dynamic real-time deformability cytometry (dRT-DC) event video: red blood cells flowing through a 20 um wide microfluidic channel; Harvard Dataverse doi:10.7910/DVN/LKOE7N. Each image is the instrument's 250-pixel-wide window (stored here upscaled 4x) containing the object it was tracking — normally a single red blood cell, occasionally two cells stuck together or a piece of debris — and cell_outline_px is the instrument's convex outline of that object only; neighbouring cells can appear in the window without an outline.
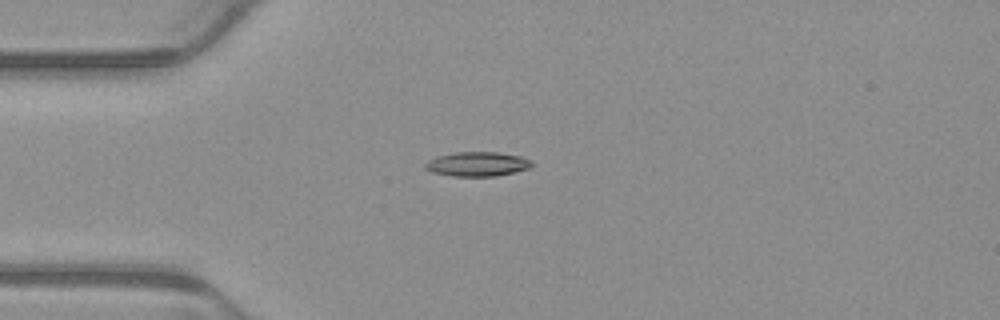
{"species": "common noctule bat (a hibernating species)", "species_latin": "Nyctalus noctula", "temperature_condition": "warm", "stored_images_in_passage": 6, "camera_frame_rate_fps": 3000, "um_per_image_px": 0.085, "animal": {"sex": "male", "body_mass_g": 23.1, "forearm_length_mm": 52.7}, "frame": {"image": 1, "passage_image": 4, "time_ms": 1.0, "image_size_px": [1000, 320], "cell_outline_px": [[532, 164], [528, 168], [496, 176], [452, 176], [432, 172], [424, 168], [424, 164], [428, 160], [436, 156], [456, 152], [496, 152], [520, 156], [528, 160]], "centroid_in_image_um": [40.49, 13.94], "position_along_channel_um": 44.5, "area_um2": 14.97}}
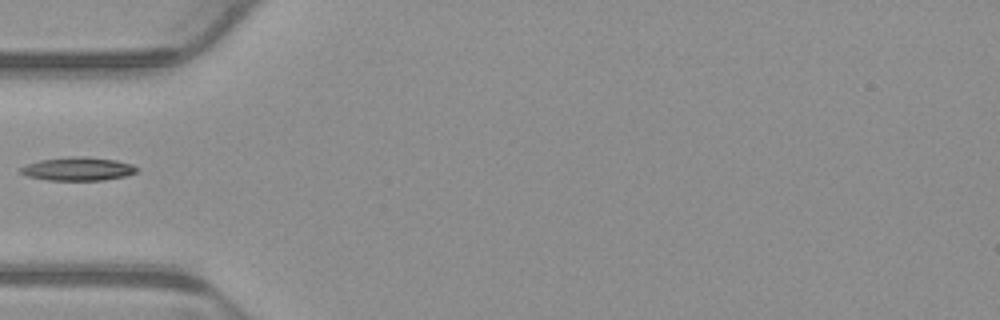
{"frame": {"image": 2, "passage_image": 5, "time_ms": 1.333, "image_size_px": [1000, 320], "cell_outline_px": [[140, 168], [136, 172], [124, 176], [104, 180], [48, 180], [28, 176], [20, 172], [20, 168], [28, 164], [40, 160], [68, 156], [84, 156], [116, 160], [132, 164]], "centroid_in_image_um": [6.65, 14.35], "position_along_channel_um": 78.3, "area_um2": 15.84}}
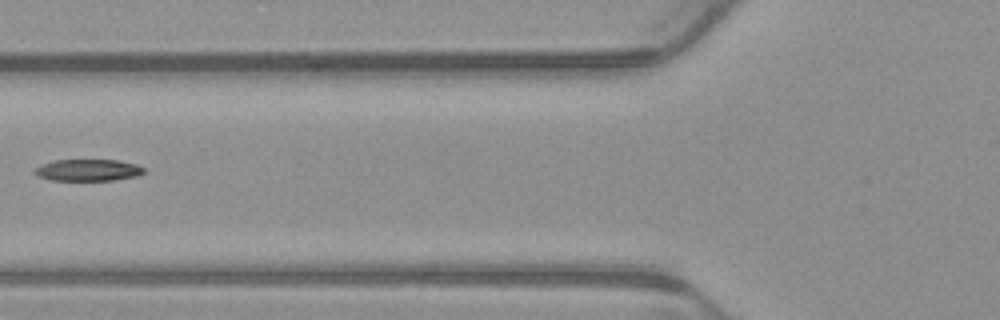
{"frame": {"image": 3, "passage_image": 6, "time_ms": 1.667, "image_size_px": [1000, 320], "cell_outline_px": [[144, 172], [136, 176], [112, 180], [52, 180], [36, 176], [36, 168], [40, 164], [56, 160], [116, 160], [136, 164], [144, 168]], "centroid_in_image_um": [7.47, 14.45], "position_along_channel_um": 118.3, "area_um2": 13.64}}